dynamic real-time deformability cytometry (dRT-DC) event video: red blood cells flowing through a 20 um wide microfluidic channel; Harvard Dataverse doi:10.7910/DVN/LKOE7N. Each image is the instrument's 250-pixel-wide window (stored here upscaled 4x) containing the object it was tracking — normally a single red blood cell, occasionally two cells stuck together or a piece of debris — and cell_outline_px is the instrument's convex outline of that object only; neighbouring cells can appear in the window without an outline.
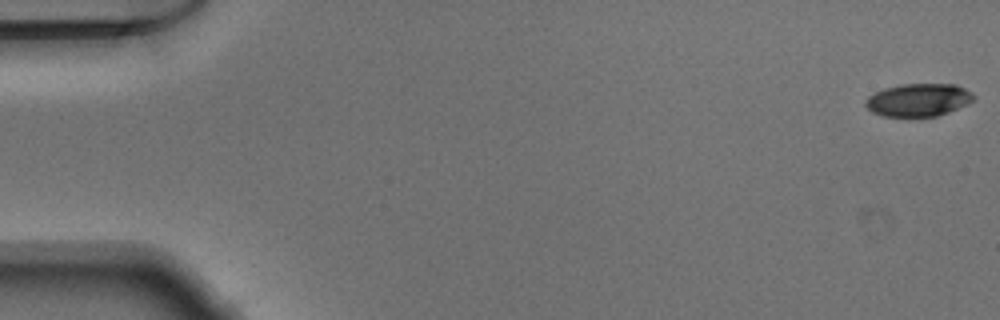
{"species": "Egyptian fruit bat (a non-hibernating species)", "species_latin": "Rousettus aegyptiacus", "temperature_condition": "warm", "stored_images_in_passage": 51, "camera_frame_rate_fps": 3000, "um_per_image_px": 0.085, "animal": {"sex": "male"}, "frame": {"image": 1, "passage_image": 1, "time_ms": 0.0, "image_size_px": [1000, 320], "cell_outline_px": [[976, 96], [972, 100], [948, 112], [936, 116], [884, 116], [872, 112], [864, 104], [864, 100], [868, 96], [884, 88], [900, 84], [956, 84], [972, 92]], "centroid_in_image_um": [78.03, 8.48], "position_along_channel_um": 7.0, "area_um2": 20.52}}
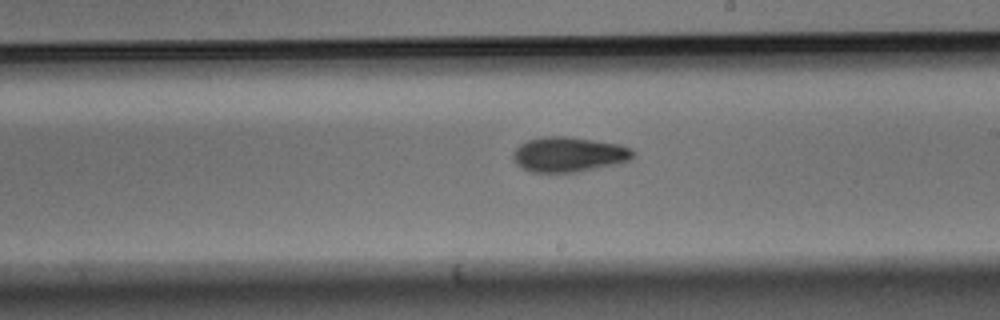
{"frame": {"image": 2, "passage_image": 30, "time_ms": 9.667, "image_size_px": [1000, 320], "cell_outline_px": [[636, 152], [628, 160], [616, 164], [576, 172], [532, 172], [516, 164], [512, 156], [512, 152], [520, 144], [528, 140], [544, 136], [564, 136], [620, 144], [632, 148]], "centroid_in_image_um": [48.33, 13.12], "position_along_channel_um": 240.7, "area_um2": 24.33}}
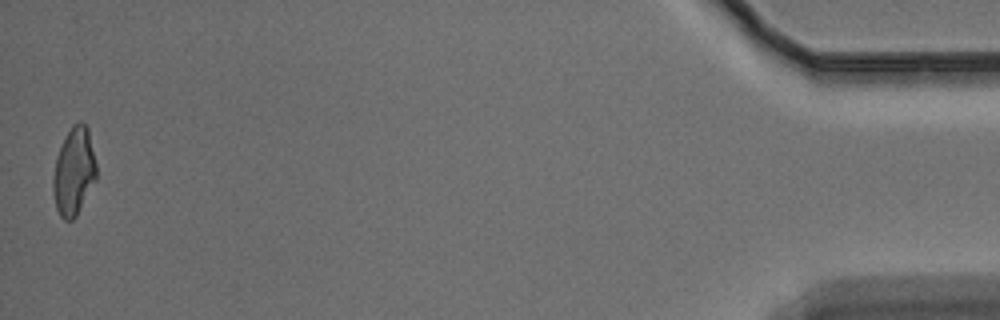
{"frame": {"image": 3, "passage_image": 51, "time_ms": 16.667, "image_size_px": [1000, 320], "cell_outline_px": [[96, 180], [76, 216], [72, 220], [64, 220], [60, 216], [56, 208], [52, 192], [52, 180], [56, 160], [60, 148], [72, 124], [80, 120], [88, 128], [96, 164]], "centroid_in_image_um": [6.28, 14.6], "position_along_channel_um": 428.9, "area_um2": 22.02}}